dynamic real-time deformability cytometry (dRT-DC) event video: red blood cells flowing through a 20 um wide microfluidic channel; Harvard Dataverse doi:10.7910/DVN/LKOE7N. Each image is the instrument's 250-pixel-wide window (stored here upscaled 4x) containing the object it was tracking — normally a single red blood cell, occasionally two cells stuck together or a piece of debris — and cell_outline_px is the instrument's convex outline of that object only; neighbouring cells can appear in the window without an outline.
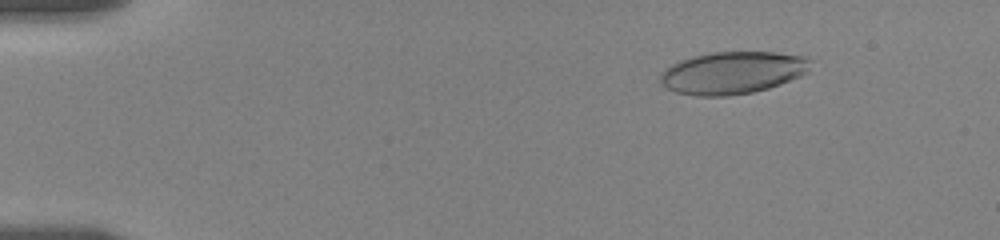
{"species": "human", "species_latin": "Homo sapiens", "temperature_condition": "room temperature", "stored_images_in_passage": 29, "camera_frame_rate_fps": 3000, "um_per_image_px": 0.085, "donor": {"sex": "female"}, "frame": {"image": 1, "passage_image": 8, "time_ms": 2.333, "image_size_px": [1000, 240], "cell_outline_px": [[808, 72], [800, 76], [780, 84], [768, 88], [752, 92], [728, 96], [696, 96], [676, 92], [668, 88], [660, 80], [660, 76], [664, 68], [680, 60], [692, 56], [712, 52], [776, 52], [800, 56], [808, 60]], "centroid_in_image_um": [62.22, 6.18], "position_along_channel_um": 22.8, "area_um2": 36.76}}
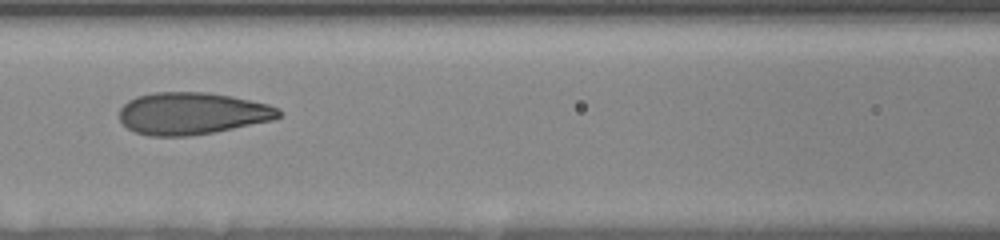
{"frame": {"image": 2, "passage_image": 21, "time_ms": 6.667, "image_size_px": [1000, 240], "cell_outline_px": [[284, 112], [280, 116], [272, 120], [212, 132], [188, 136], [148, 136], [136, 132], [128, 128], [120, 120], [120, 108], [128, 100], [136, 96], [152, 92], [208, 92], [232, 96], [268, 104], [280, 108]], "centroid_in_image_um": [16.33, 9.63], "position_along_channel_um": 150.3, "area_um2": 39.13}}
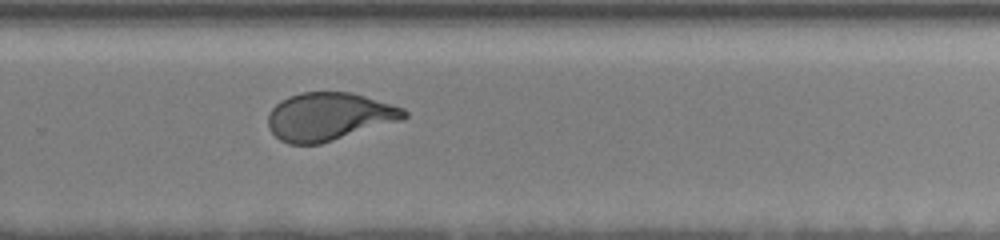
{"frame": {"image": 3, "passage_image": 29, "time_ms": 9.333, "image_size_px": [1000, 240], "cell_outline_px": [[408, 116], [404, 120], [320, 144], [288, 144], [280, 140], [268, 128], [268, 112], [280, 100], [288, 96], [300, 92], [352, 92], [392, 104], [404, 108], [408, 112]], "centroid_in_image_um": [27.98, 9.9], "position_along_channel_um": 301.8, "area_um2": 38.38}}